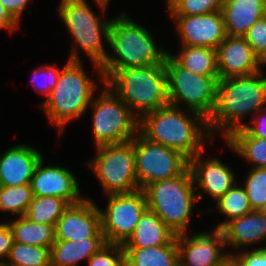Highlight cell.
Wrapping results in <instances>:
<instances>
[{"instance_id": "1", "label": "cell", "mask_w": 266, "mask_h": 266, "mask_svg": "<svg viewBox=\"0 0 266 266\" xmlns=\"http://www.w3.org/2000/svg\"><path fill=\"white\" fill-rule=\"evenodd\" d=\"M262 71L218 80L215 108L207 121L212 138L220 133L226 139L247 124V116L253 118L266 108V76Z\"/></svg>"}, {"instance_id": "2", "label": "cell", "mask_w": 266, "mask_h": 266, "mask_svg": "<svg viewBox=\"0 0 266 266\" xmlns=\"http://www.w3.org/2000/svg\"><path fill=\"white\" fill-rule=\"evenodd\" d=\"M139 132L149 141L180 152L188 160L214 140L206 119L171 104L145 114L140 119Z\"/></svg>"}, {"instance_id": "3", "label": "cell", "mask_w": 266, "mask_h": 266, "mask_svg": "<svg viewBox=\"0 0 266 266\" xmlns=\"http://www.w3.org/2000/svg\"><path fill=\"white\" fill-rule=\"evenodd\" d=\"M105 83L141 119L170 104L165 63L123 70H102Z\"/></svg>"}, {"instance_id": "4", "label": "cell", "mask_w": 266, "mask_h": 266, "mask_svg": "<svg viewBox=\"0 0 266 266\" xmlns=\"http://www.w3.org/2000/svg\"><path fill=\"white\" fill-rule=\"evenodd\" d=\"M153 34L125 12L111 20L107 58L101 70H123L161 64L169 51L154 41Z\"/></svg>"}, {"instance_id": "5", "label": "cell", "mask_w": 266, "mask_h": 266, "mask_svg": "<svg viewBox=\"0 0 266 266\" xmlns=\"http://www.w3.org/2000/svg\"><path fill=\"white\" fill-rule=\"evenodd\" d=\"M57 8L60 20L75 43L67 60L81 61L78 52L80 48L93 63L100 84H104L101 65L106 60L109 51L105 43L108 44L112 19L99 18L87 0H60Z\"/></svg>"}, {"instance_id": "6", "label": "cell", "mask_w": 266, "mask_h": 266, "mask_svg": "<svg viewBox=\"0 0 266 266\" xmlns=\"http://www.w3.org/2000/svg\"><path fill=\"white\" fill-rule=\"evenodd\" d=\"M84 69L82 60L66 61L55 88L39 106L58 132L62 133L68 123L84 116L99 89V81L91 79Z\"/></svg>"}, {"instance_id": "7", "label": "cell", "mask_w": 266, "mask_h": 266, "mask_svg": "<svg viewBox=\"0 0 266 266\" xmlns=\"http://www.w3.org/2000/svg\"><path fill=\"white\" fill-rule=\"evenodd\" d=\"M143 191L148 209L176 235L189 232L192 210L198 202L189 167L177 177L148 184Z\"/></svg>"}, {"instance_id": "8", "label": "cell", "mask_w": 266, "mask_h": 266, "mask_svg": "<svg viewBox=\"0 0 266 266\" xmlns=\"http://www.w3.org/2000/svg\"><path fill=\"white\" fill-rule=\"evenodd\" d=\"M91 101L93 141L95 146L121 144L139 133L140 119L107 85Z\"/></svg>"}, {"instance_id": "9", "label": "cell", "mask_w": 266, "mask_h": 266, "mask_svg": "<svg viewBox=\"0 0 266 266\" xmlns=\"http://www.w3.org/2000/svg\"><path fill=\"white\" fill-rule=\"evenodd\" d=\"M168 75V99L171 105L201 115L207 121L211 117L217 93L219 76H206L192 73L182 67L170 54L165 57Z\"/></svg>"}, {"instance_id": "10", "label": "cell", "mask_w": 266, "mask_h": 266, "mask_svg": "<svg viewBox=\"0 0 266 266\" xmlns=\"http://www.w3.org/2000/svg\"><path fill=\"white\" fill-rule=\"evenodd\" d=\"M103 193L121 194L139 190L135 166V137L125 143L96 147V156L88 162Z\"/></svg>"}, {"instance_id": "11", "label": "cell", "mask_w": 266, "mask_h": 266, "mask_svg": "<svg viewBox=\"0 0 266 266\" xmlns=\"http://www.w3.org/2000/svg\"><path fill=\"white\" fill-rule=\"evenodd\" d=\"M135 166L139 189L156 181L181 175L189 160L180 152L149 141L140 132L135 136Z\"/></svg>"}, {"instance_id": "12", "label": "cell", "mask_w": 266, "mask_h": 266, "mask_svg": "<svg viewBox=\"0 0 266 266\" xmlns=\"http://www.w3.org/2000/svg\"><path fill=\"white\" fill-rule=\"evenodd\" d=\"M106 207L101 209V230L107 243L124 245L132 236L139 219L148 209L144 191L109 194Z\"/></svg>"}, {"instance_id": "13", "label": "cell", "mask_w": 266, "mask_h": 266, "mask_svg": "<svg viewBox=\"0 0 266 266\" xmlns=\"http://www.w3.org/2000/svg\"><path fill=\"white\" fill-rule=\"evenodd\" d=\"M177 244L179 262L183 266H216L229 255V252L223 249L226 243L219 228L190 236L188 233L179 234Z\"/></svg>"}, {"instance_id": "14", "label": "cell", "mask_w": 266, "mask_h": 266, "mask_svg": "<svg viewBox=\"0 0 266 266\" xmlns=\"http://www.w3.org/2000/svg\"><path fill=\"white\" fill-rule=\"evenodd\" d=\"M44 162L42 157L30 180L33 196H54L69 205L78 204L86 198L81 195L79 181L71 170L54 164L45 166Z\"/></svg>"}, {"instance_id": "15", "label": "cell", "mask_w": 266, "mask_h": 266, "mask_svg": "<svg viewBox=\"0 0 266 266\" xmlns=\"http://www.w3.org/2000/svg\"><path fill=\"white\" fill-rule=\"evenodd\" d=\"M55 240L80 241L90 237H104L101 230L99 206L91 199L69 205L56 222Z\"/></svg>"}, {"instance_id": "16", "label": "cell", "mask_w": 266, "mask_h": 266, "mask_svg": "<svg viewBox=\"0 0 266 266\" xmlns=\"http://www.w3.org/2000/svg\"><path fill=\"white\" fill-rule=\"evenodd\" d=\"M205 151H201L189 160V169L194 187L199 189L196 192L198 201L203 194H206V197L210 196L216 202L237 182L236 174L227 163H223L218 158L203 157Z\"/></svg>"}, {"instance_id": "17", "label": "cell", "mask_w": 266, "mask_h": 266, "mask_svg": "<svg viewBox=\"0 0 266 266\" xmlns=\"http://www.w3.org/2000/svg\"><path fill=\"white\" fill-rule=\"evenodd\" d=\"M175 23L181 45L217 49L226 37L221 10L191 16H170Z\"/></svg>"}, {"instance_id": "18", "label": "cell", "mask_w": 266, "mask_h": 266, "mask_svg": "<svg viewBox=\"0 0 266 266\" xmlns=\"http://www.w3.org/2000/svg\"><path fill=\"white\" fill-rule=\"evenodd\" d=\"M216 50L219 79L251 75L263 70L262 61L245 37L226 35Z\"/></svg>"}, {"instance_id": "19", "label": "cell", "mask_w": 266, "mask_h": 266, "mask_svg": "<svg viewBox=\"0 0 266 266\" xmlns=\"http://www.w3.org/2000/svg\"><path fill=\"white\" fill-rule=\"evenodd\" d=\"M43 157L28 144H18L0 155V186L30 184L34 170Z\"/></svg>"}, {"instance_id": "20", "label": "cell", "mask_w": 266, "mask_h": 266, "mask_svg": "<svg viewBox=\"0 0 266 266\" xmlns=\"http://www.w3.org/2000/svg\"><path fill=\"white\" fill-rule=\"evenodd\" d=\"M221 231L226 246L235 249L229 251V255H233L240 249L246 250L249 246L266 242V216L258 210H252L249 214L228 221Z\"/></svg>"}, {"instance_id": "21", "label": "cell", "mask_w": 266, "mask_h": 266, "mask_svg": "<svg viewBox=\"0 0 266 266\" xmlns=\"http://www.w3.org/2000/svg\"><path fill=\"white\" fill-rule=\"evenodd\" d=\"M221 11L226 35L244 37L266 15V0H224Z\"/></svg>"}, {"instance_id": "22", "label": "cell", "mask_w": 266, "mask_h": 266, "mask_svg": "<svg viewBox=\"0 0 266 266\" xmlns=\"http://www.w3.org/2000/svg\"><path fill=\"white\" fill-rule=\"evenodd\" d=\"M176 234L151 210L139 219L132 236L123 248H146L169 244Z\"/></svg>"}, {"instance_id": "23", "label": "cell", "mask_w": 266, "mask_h": 266, "mask_svg": "<svg viewBox=\"0 0 266 266\" xmlns=\"http://www.w3.org/2000/svg\"><path fill=\"white\" fill-rule=\"evenodd\" d=\"M107 244L105 237L80 241L55 240L50 248V266H79Z\"/></svg>"}, {"instance_id": "24", "label": "cell", "mask_w": 266, "mask_h": 266, "mask_svg": "<svg viewBox=\"0 0 266 266\" xmlns=\"http://www.w3.org/2000/svg\"><path fill=\"white\" fill-rule=\"evenodd\" d=\"M125 266H174L179 261L177 235L169 243L146 248H124Z\"/></svg>"}, {"instance_id": "25", "label": "cell", "mask_w": 266, "mask_h": 266, "mask_svg": "<svg viewBox=\"0 0 266 266\" xmlns=\"http://www.w3.org/2000/svg\"><path fill=\"white\" fill-rule=\"evenodd\" d=\"M224 141L232 152L252 164L251 168H266V139L255 138L244 128H240Z\"/></svg>"}, {"instance_id": "26", "label": "cell", "mask_w": 266, "mask_h": 266, "mask_svg": "<svg viewBox=\"0 0 266 266\" xmlns=\"http://www.w3.org/2000/svg\"><path fill=\"white\" fill-rule=\"evenodd\" d=\"M14 237V242L32 246L51 248L55 242V225L35 223L25 216L7 221Z\"/></svg>"}, {"instance_id": "27", "label": "cell", "mask_w": 266, "mask_h": 266, "mask_svg": "<svg viewBox=\"0 0 266 266\" xmlns=\"http://www.w3.org/2000/svg\"><path fill=\"white\" fill-rule=\"evenodd\" d=\"M177 55L171 56L192 73L206 76H219L217 70V50L201 46H181Z\"/></svg>"}, {"instance_id": "28", "label": "cell", "mask_w": 266, "mask_h": 266, "mask_svg": "<svg viewBox=\"0 0 266 266\" xmlns=\"http://www.w3.org/2000/svg\"><path fill=\"white\" fill-rule=\"evenodd\" d=\"M241 181L236 182L216 203L218 212L225 216L226 220L217 224L215 228L221 229L228 221L249 214L250 208L246 190Z\"/></svg>"}, {"instance_id": "29", "label": "cell", "mask_w": 266, "mask_h": 266, "mask_svg": "<svg viewBox=\"0 0 266 266\" xmlns=\"http://www.w3.org/2000/svg\"><path fill=\"white\" fill-rule=\"evenodd\" d=\"M69 204L54 196H33L25 217L35 223L55 225Z\"/></svg>"}, {"instance_id": "30", "label": "cell", "mask_w": 266, "mask_h": 266, "mask_svg": "<svg viewBox=\"0 0 266 266\" xmlns=\"http://www.w3.org/2000/svg\"><path fill=\"white\" fill-rule=\"evenodd\" d=\"M33 199L30 184L0 186V211L25 216Z\"/></svg>"}, {"instance_id": "31", "label": "cell", "mask_w": 266, "mask_h": 266, "mask_svg": "<svg viewBox=\"0 0 266 266\" xmlns=\"http://www.w3.org/2000/svg\"><path fill=\"white\" fill-rule=\"evenodd\" d=\"M3 266H50V249L14 242Z\"/></svg>"}, {"instance_id": "32", "label": "cell", "mask_w": 266, "mask_h": 266, "mask_svg": "<svg viewBox=\"0 0 266 266\" xmlns=\"http://www.w3.org/2000/svg\"><path fill=\"white\" fill-rule=\"evenodd\" d=\"M244 186L250 208L258 210L266 201V168H251Z\"/></svg>"}, {"instance_id": "33", "label": "cell", "mask_w": 266, "mask_h": 266, "mask_svg": "<svg viewBox=\"0 0 266 266\" xmlns=\"http://www.w3.org/2000/svg\"><path fill=\"white\" fill-rule=\"evenodd\" d=\"M224 0H180L169 16L205 15L221 10Z\"/></svg>"}, {"instance_id": "34", "label": "cell", "mask_w": 266, "mask_h": 266, "mask_svg": "<svg viewBox=\"0 0 266 266\" xmlns=\"http://www.w3.org/2000/svg\"><path fill=\"white\" fill-rule=\"evenodd\" d=\"M32 71V84L38 93L45 95V99L39 104L41 105L51 94L55 88L61 69L51 65H42Z\"/></svg>"}, {"instance_id": "35", "label": "cell", "mask_w": 266, "mask_h": 266, "mask_svg": "<svg viewBox=\"0 0 266 266\" xmlns=\"http://www.w3.org/2000/svg\"><path fill=\"white\" fill-rule=\"evenodd\" d=\"M87 266H125L123 245L107 243L87 261Z\"/></svg>"}, {"instance_id": "36", "label": "cell", "mask_w": 266, "mask_h": 266, "mask_svg": "<svg viewBox=\"0 0 266 266\" xmlns=\"http://www.w3.org/2000/svg\"><path fill=\"white\" fill-rule=\"evenodd\" d=\"M253 52L266 64V15L255 22L244 36Z\"/></svg>"}, {"instance_id": "37", "label": "cell", "mask_w": 266, "mask_h": 266, "mask_svg": "<svg viewBox=\"0 0 266 266\" xmlns=\"http://www.w3.org/2000/svg\"><path fill=\"white\" fill-rule=\"evenodd\" d=\"M238 252V253H237ZM233 255L239 261L241 266H266V245L258 248L240 250Z\"/></svg>"}, {"instance_id": "38", "label": "cell", "mask_w": 266, "mask_h": 266, "mask_svg": "<svg viewBox=\"0 0 266 266\" xmlns=\"http://www.w3.org/2000/svg\"><path fill=\"white\" fill-rule=\"evenodd\" d=\"M14 243L13 232L6 222L0 221V266L6 262Z\"/></svg>"}, {"instance_id": "39", "label": "cell", "mask_w": 266, "mask_h": 266, "mask_svg": "<svg viewBox=\"0 0 266 266\" xmlns=\"http://www.w3.org/2000/svg\"><path fill=\"white\" fill-rule=\"evenodd\" d=\"M266 108L259 110L243 128L255 138L266 139ZM261 114V115H260ZM263 114V115H262ZM251 123V125H249Z\"/></svg>"}, {"instance_id": "40", "label": "cell", "mask_w": 266, "mask_h": 266, "mask_svg": "<svg viewBox=\"0 0 266 266\" xmlns=\"http://www.w3.org/2000/svg\"><path fill=\"white\" fill-rule=\"evenodd\" d=\"M29 2L30 0H0V3L18 23Z\"/></svg>"}, {"instance_id": "41", "label": "cell", "mask_w": 266, "mask_h": 266, "mask_svg": "<svg viewBox=\"0 0 266 266\" xmlns=\"http://www.w3.org/2000/svg\"><path fill=\"white\" fill-rule=\"evenodd\" d=\"M19 23L8 13L4 6L0 3V30H7L13 33L14 30L20 29Z\"/></svg>"}, {"instance_id": "42", "label": "cell", "mask_w": 266, "mask_h": 266, "mask_svg": "<svg viewBox=\"0 0 266 266\" xmlns=\"http://www.w3.org/2000/svg\"><path fill=\"white\" fill-rule=\"evenodd\" d=\"M216 266H241L234 255H228L221 263Z\"/></svg>"}, {"instance_id": "43", "label": "cell", "mask_w": 266, "mask_h": 266, "mask_svg": "<svg viewBox=\"0 0 266 266\" xmlns=\"http://www.w3.org/2000/svg\"><path fill=\"white\" fill-rule=\"evenodd\" d=\"M94 1L98 5V7L102 13L106 12V10L108 8L107 6L109 5L110 0H94Z\"/></svg>"}, {"instance_id": "44", "label": "cell", "mask_w": 266, "mask_h": 266, "mask_svg": "<svg viewBox=\"0 0 266 266\" xmlns=\"http://www.w3.org/2000/svg\"><path fill=\"white\" fill-rule=\"evenodd\" d=\"M180 0H166V6L168 7V12H170L174 6L179 2Z\"/></svg>"}, {"instance_id": "45", "label": "cell", "mask_w": 266, "mask_h": 266, "mask_svg": "<svg viewBox=\"0 0 266 266\" xmlns=\"http://www.w3.org/2000/svg\"><path fill=\"white\" fill-rule=\"evenodd\" d=\"M258 211L263 214L264 216H266V201L265 203L258 209Z\"/></svg>"}, {"instance_id": "46", "label": "cell", "mask_w": 266, "mask_h": 266, "mask_svg": "<svg viewBox=\"0 0 266 266\" xmlns=\"http://www.w3.org/2000/svg\"><path fill=\"white\" fill-rule=\"evenodd\" d=\"M174 266H183L179 261Z\"/></svg>"}]
</instances>
